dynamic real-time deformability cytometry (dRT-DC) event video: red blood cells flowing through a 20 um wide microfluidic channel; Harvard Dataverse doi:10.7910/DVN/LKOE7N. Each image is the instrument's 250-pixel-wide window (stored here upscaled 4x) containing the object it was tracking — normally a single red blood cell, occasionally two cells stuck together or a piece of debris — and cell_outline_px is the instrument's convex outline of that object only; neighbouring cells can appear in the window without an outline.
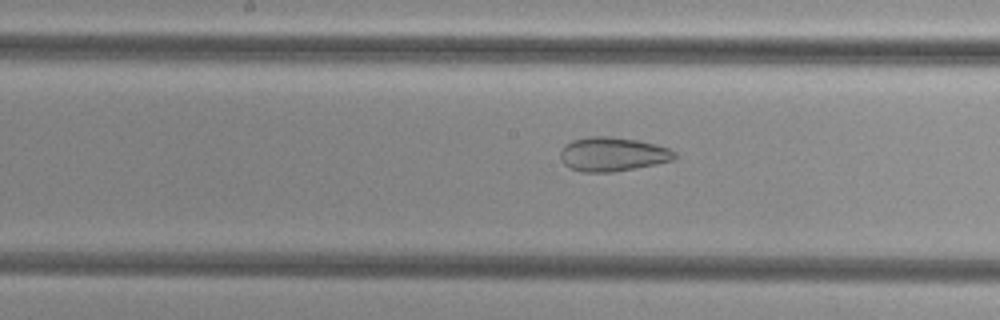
{"species": "common noctule bat (a hibernating species)", "species_latin": "Nyctalus noctula", "temperature_condition": "cold", "stored_images_in_passage": 37, "camera_frame_rate_fps": 3000, "um_per_image_px": 0.085, "animal": {"sex": "female", "body_mass_g": 29.2, "forearm_length_mm": 56.3}, "frame": {"image": 1, "passage_image": 12, "time_ms": 3.667, "image_size_px": [1000, 320], "cell_outline_px": [[676, 156], [668, 160], [652, 164], [608, 172], [588, 172], [572, 168], [564, 164], [564, 148], [568, 144], [576, 140], [632, 140], [652, 144], [668, 148]], "centroid_in_image_um": [52.11, 13.17], "position_along_channel_um": 196.1, "area_um2": 20.11}}
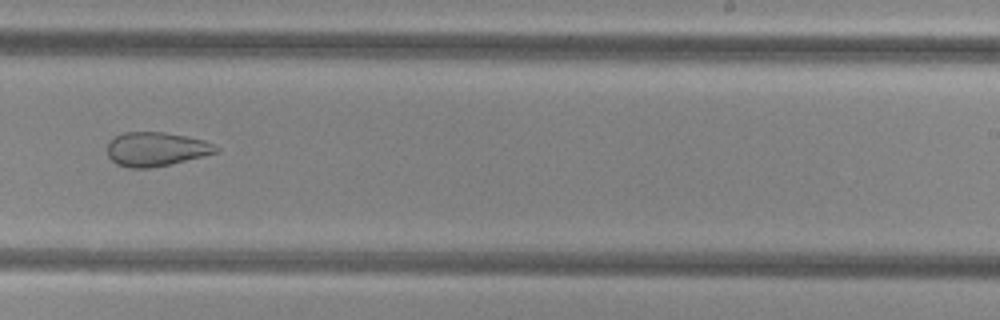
{"frame": {"image": 2, "passage_image": 18, "time_ms": 5.667, "image_size_px": [1000, 320], "cell_outline_px": [[216, 152], [168, 164], [144, 168], [136, 168], [120, 164], [112, 160], [108, 156], [108, 144], [116, 136], [128, 132], [160, 132], [184, 136], [200, 140], [208, 144]], "centroid_in_image_um": [13.15, 12.67], "position_along_channel_um": 275.8, "area_um2": 20.23}}
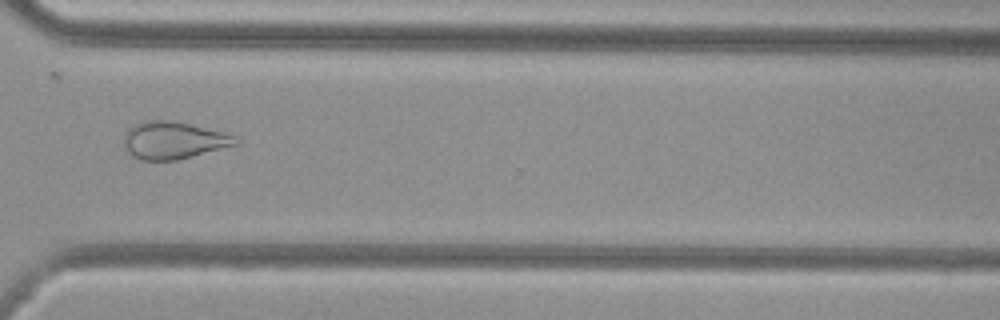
{"frame": {"image": 3, "passage_image": 24, "time_ms": 7.667, "image_size_px": [1000, 320], "cell_outline_px": [[236, 144], [172, 160], [144, 160], [136, 156], [128, 148], [128, 136], [140, 124], [184, 124], [232, 136]], "centroid_in_image_um": [14.81, 12.01], "position_along_channel_um": 355.8, "area_um2": 20.75}}